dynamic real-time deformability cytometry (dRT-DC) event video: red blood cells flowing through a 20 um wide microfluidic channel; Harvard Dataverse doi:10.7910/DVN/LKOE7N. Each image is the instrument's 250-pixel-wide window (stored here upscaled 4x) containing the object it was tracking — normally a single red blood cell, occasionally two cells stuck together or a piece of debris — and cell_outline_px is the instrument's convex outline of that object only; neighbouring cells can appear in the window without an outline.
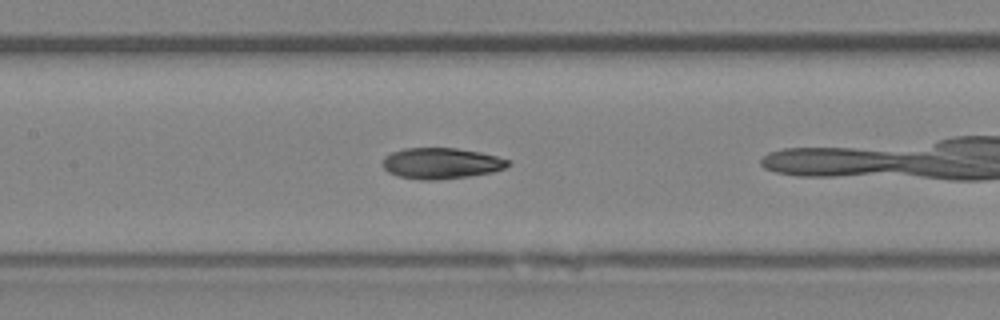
{"species": "Egyptian fruit bat (a non-hibernating species)", "species_latin": "Rousettus aegyptiacus", "temperature_condition": "room temperature", "stored_images_in_passage": 30, "camera_frame_rate_fps": 3000, "um_per_image_px": 0.085, "animal": {"sex": "female"}, "frame": {"image": 1, "passage_image": 8, "time_ms": 2.333, "image_size_px": [1000, 320], "cell_outline_px": [[512, 164], [504, 168], [492, 172], [468, 176], [436, 180], [424, 180], [400, 176], [388, 172], [384, 168], [384, 156], [392, 152], [404, 148], [456, 148], [480, 152], [496, 156], [508, 160]], "centroid_in_image_um": [37.51, 13.87], "position_along_channel_um": 169.9, "area_um2": 22.43}}
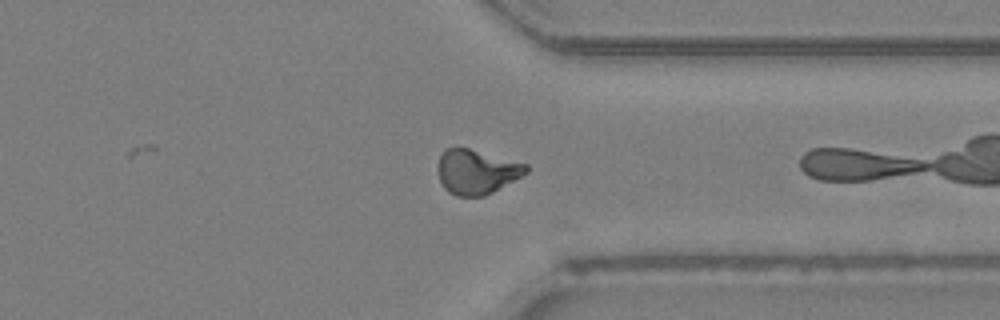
{"frame": {"image": 2, "passage_image": 22, "time_ms": 7.0, "image_size_px": [1000, 320], "cell_outline_px": [[528, 172], [492, 192], [484, 196], [456, 196], [448, 192], [444, 188], [440, 180], [436, 168], [436, 164], [444, 148], [468, 148], [528, 164]], "centroid_in_image_um": [40.46, 14.59], "position_along_channel_um": 370.9, "area_um2": 22.95}, "authors_computed_cell_mechanics": {"area_um2": 22.3108, "velocity_mm_per_s": 4.3373, "shape_relaxation_time_tau1_ms": 6.7627, "shape_relaxation_time_tau2_ms": 6.3323, "deformation_change_tau1": 0.1935, "deformation_change_tau2": 0.1392}}